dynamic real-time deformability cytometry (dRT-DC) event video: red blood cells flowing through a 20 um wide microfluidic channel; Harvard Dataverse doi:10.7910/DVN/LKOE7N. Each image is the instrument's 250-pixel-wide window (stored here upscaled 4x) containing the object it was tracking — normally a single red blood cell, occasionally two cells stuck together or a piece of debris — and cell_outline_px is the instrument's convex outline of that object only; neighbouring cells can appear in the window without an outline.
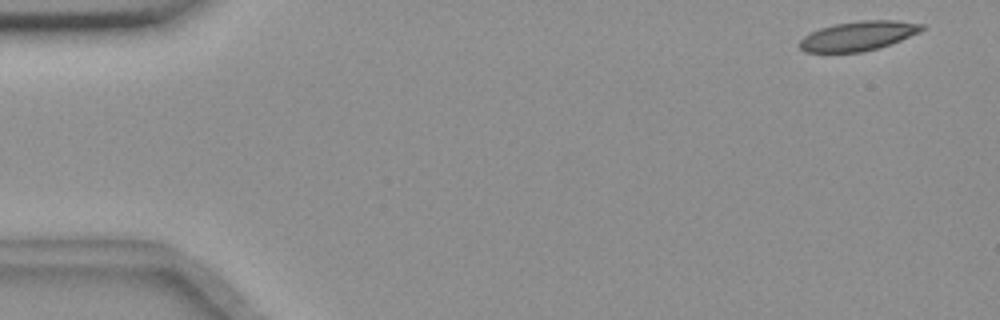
{"species": "common noctule bat (a hibernating species)", "species_latin": "Nyctalus noctula", "temperature_condition": "room temperature", "stored_images_in_passage": 5, "camera_frame_rate_fps": 3000, "um_per_image_px": 0.085, "animal": {"sex": "female", "body_mass_g": 18.4}, "frame": {"image": 1, "passage_image": 1, "time_ms": 0.0, "image_size_px": [1000, 320], "cell_outline_px": [[924, 28], [920, 32], [880, 48], [860, 52], [804, 52], [796, 44], [804, 36], [820, 28], [836, 24], [860, 20], [896, 20], [924, 24]], "centroid_in_image_um": [72.94, 3.05], "position_along_channel_um": 12.1, "area_um2": 20.98}}